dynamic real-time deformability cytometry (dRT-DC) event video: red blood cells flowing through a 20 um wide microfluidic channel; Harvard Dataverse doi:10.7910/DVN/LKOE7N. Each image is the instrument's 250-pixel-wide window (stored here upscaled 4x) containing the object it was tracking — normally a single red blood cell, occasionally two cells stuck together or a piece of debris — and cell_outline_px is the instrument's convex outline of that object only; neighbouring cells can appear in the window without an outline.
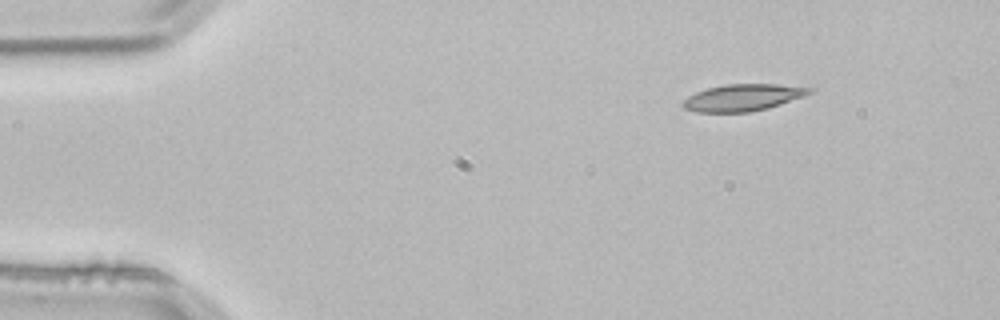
{"species": "common noctule bat (a hibernating species)", "species_latin": "Nyctalus noctula", "temperature_condition": "room temperature", "stored_images_in_passage": 3, "camera_frame_rate_fps": 3000, "um_per_image_px": 0.085, "animal": {"sex": "male", "body_mass_g": 21.5, "forearm_length_mm": 52.0}, "frame": {"image": 1, "passage_image": 1, "time_ms": 0.0, "image_size_px": [1000, 320], "cell_outline_px": [[816, 88], [812, 92], [804, 96], [768, 108], [748, 112], [696, 112], [684, 108], [680, 104], [688, 96], [696, 92], [708, 88], [728, 84], [776, 84]], "centroid_in_image_um": [63.15, 8.29], "position_along_channel_um": 21.9, "area_um2": 19.71}}